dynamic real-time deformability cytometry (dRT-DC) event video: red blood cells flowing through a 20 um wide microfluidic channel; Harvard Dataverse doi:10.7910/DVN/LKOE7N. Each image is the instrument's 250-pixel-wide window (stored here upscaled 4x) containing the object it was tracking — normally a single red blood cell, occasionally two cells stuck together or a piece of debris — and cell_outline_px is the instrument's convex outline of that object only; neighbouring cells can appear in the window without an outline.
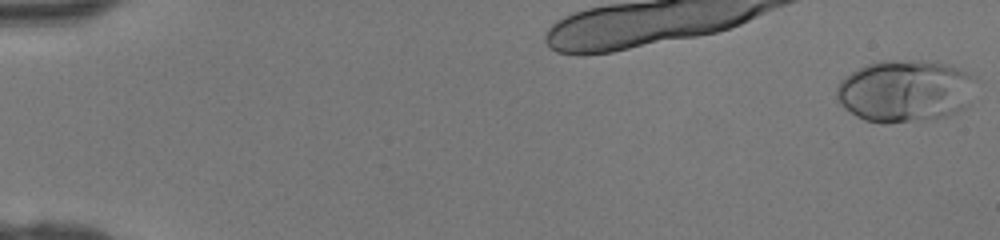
{"species": "human", "species_latin": "Homo sapiens", "temperature_condition": "room temperature", "stored_images_in_passage": 46, "camera_frame_rate_fps": 3000, "um_per_image_px": 0.085, "donor": {"sex": "female"}, "frame": {"image": 1, "passage_image": 1, "time_ms": 0.0, "image_size_px": [1000, 240], "cell_outline_px": [[968, 76], [964, 108], [956, 112], [944, 116], [928, 120], [888, 124], [880, 124], [864, 120], [856, 116], [844, 108], [836, 100], [836, 88], [840, 80], [844, 76], [868, 64], [880, 60], [936, 60], [948, 64], [964, 72]], "centroid_in_image_um": [76.75, 7.74], "position_along_channel_um": 8.2, "area_um2": 49.77}}
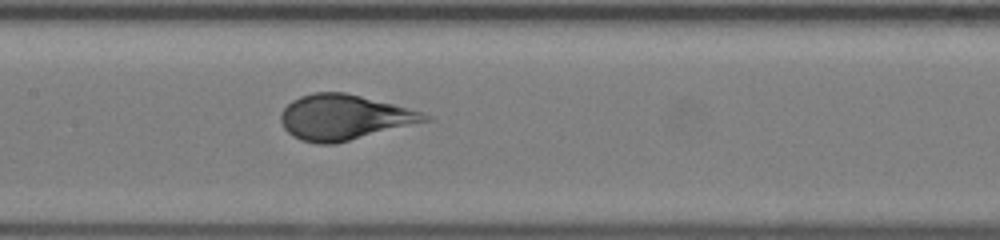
{"frame": {"image": 2, "passage_image": 24, "time_ms": 7.667, "image_size_px": [1000, 240], "cell_outline_px": [[432, 120], [336, 144], [316, 144], [300, 140], [292, 136], [284, 128], [280, 120], [280, 112], [292, 100], [300, 96], [312, 92], [344, 92], [392, 104], [420, 112], [432, 116]], "centroid_in_image_um": [29.21, 9.99], "position_along_channel_um": 178.2, "area_um2": 37.97}}
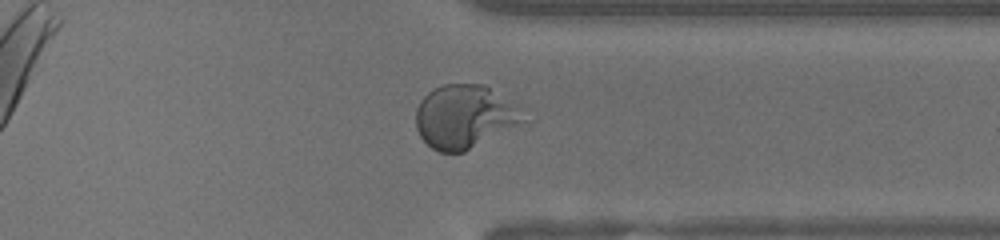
{"frame": {"image": 3, "passage_image": 37, "time_ms": 12.0, "image_size_px": [1000, 240], "cell_outline_px": [[524, 120], [464, 152], [440, 152], [432, 148], [420, 136], [416, 128], [416, 108], [420, 100], [432, 88], [444, 84], [484, 84], [516, 108]], "centroid_in_image_um": [39.35, 9.91], "position_along_channel_um": 372.1, "area_um2": 38.44}}